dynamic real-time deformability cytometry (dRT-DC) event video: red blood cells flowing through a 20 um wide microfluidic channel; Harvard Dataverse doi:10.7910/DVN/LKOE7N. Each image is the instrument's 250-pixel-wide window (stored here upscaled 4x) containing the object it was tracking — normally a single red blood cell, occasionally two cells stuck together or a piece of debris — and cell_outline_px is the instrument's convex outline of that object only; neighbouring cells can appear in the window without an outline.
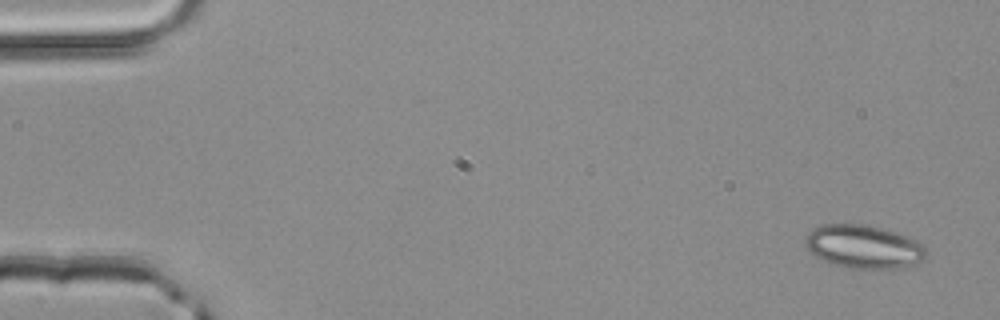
{"species": "common noctule bat (a hibernating species)", "species_latin": "Nyctalus noctula", "temperature_condition": "room temperature", "stored_images_in_passage": 4, "camera_frame_rate_fps": 3000, "um_per_image_px": 0.085, "animal": {"sex": "male", "body_mass_g": 20.4}, "frame": {"image": 1, "passage_image": 1, "time_ms": 0.0, "image_size_px": [1000, 320], "cell_outline_px": [[928, 252], [924, 260], [900, 268], [852, 268], [828, 264], [804, 248], [804, 236], [812, 228], [824, 224], [864, 224], [884, 228], [908, 236], [924, 244]], "centroid_in_image_um": [73.38, 20.96], "position_along_channel_um": 11.6, "area_um2": 31.1}}